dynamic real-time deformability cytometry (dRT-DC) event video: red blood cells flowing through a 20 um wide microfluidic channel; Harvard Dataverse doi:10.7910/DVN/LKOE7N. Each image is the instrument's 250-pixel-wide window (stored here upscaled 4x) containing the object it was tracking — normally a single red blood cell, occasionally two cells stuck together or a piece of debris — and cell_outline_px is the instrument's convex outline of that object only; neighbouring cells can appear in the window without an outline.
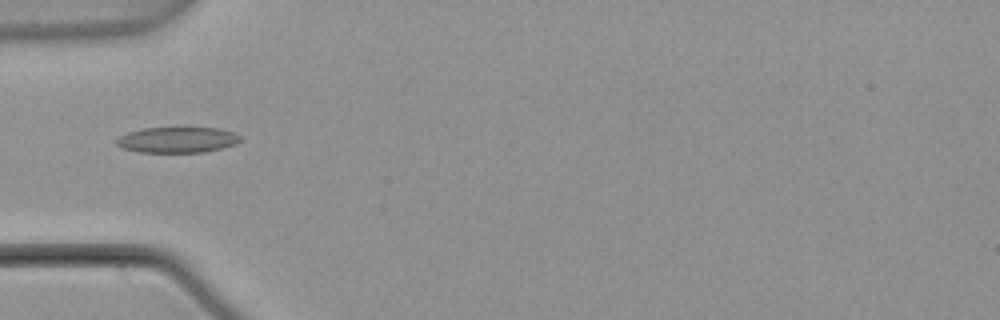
{"species": "common noctule bat (a hibernating species)", "species_latin": "Nyctalus noctula", "temperature_condition": "warm", "stored_images_in_passage": 5, "camera_frame_rate_fps": 3000, "um_per_image_px": 0.085, "animal": {"sex": "male", "body_mass_g": 21.5, "forearm_length_mm": 52.0}, "frame": {"image": 1, "passage_image": 5, "time_ms": 1.333, "image_size_px": [1000, 320], "cell_outline_px": [[240, 140], [236, 144], [224, 148], [204, 152], [136, 152], [120, 148], [116, 144], [116, 140], [120, 136], [128, 132], [140, 128], [220, 128], [236, 132], [240, 136]], "centroid_in_image_um": [15.08, 11.89], "position_along_channel_um": 69.9, "area_um2": 18.79}}